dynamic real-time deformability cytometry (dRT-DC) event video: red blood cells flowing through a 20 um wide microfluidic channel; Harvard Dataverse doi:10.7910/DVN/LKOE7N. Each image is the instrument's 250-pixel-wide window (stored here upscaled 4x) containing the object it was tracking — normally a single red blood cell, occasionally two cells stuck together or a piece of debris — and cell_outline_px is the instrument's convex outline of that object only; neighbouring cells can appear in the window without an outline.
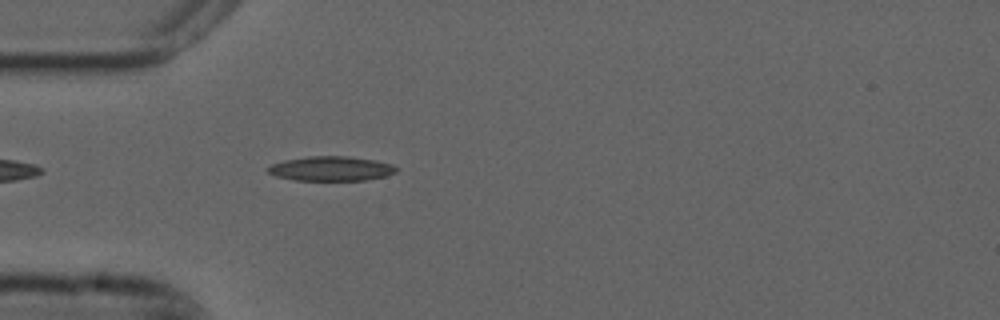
{"species": "common noctule bat (a hibernating species)", "species_latin": "Nyctalus noctula", "temperature_condition": "cold", "stored_images_in_passage": 37, "camera_frame_rate_fps": 3000, "um_per_image_px": 0.085, "animal": {"sex": "male", "forearm_length_mm": 52.5}, "frame": {"image": 1, "passage_image": 4, "time_ms": 1.0, "image_size_px": [1000, 320], "cell_outline_px": [[400, 168], [396, 172], [384, 176], [364, 180], [292, 180], [276, 176], [268, 172], [268, 168], [272, 164], [284, 160], [308, 156], [348, 156], [372, 160], [392, 164]], "centroid_in_image_um": [28.14, 14.33], "position_along_channel_um": 56.9, "area_um2": 18.26}}
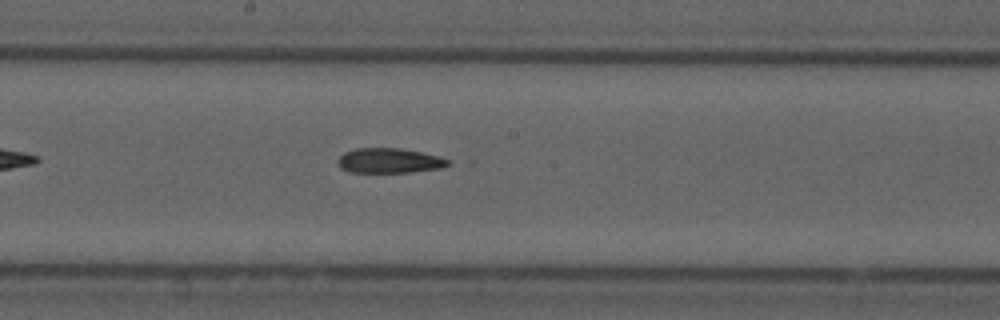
{"frame": {"image": 2, "passage_image": 17, "time_ms": 5.333, "image_size_px": [1000, 320], "cell_outline_px": [[452, 164], [444, 168], [408, 172], [352, 172], [340, 168], [336, 160], [344, 152], [356, 148], [400, 148], [420, 152], [436, 156], [448, 160]], "centroid_in_image_um": [33.07, 13.66], "position_along_channel_um": 215.1, "area_um2": 15.95}}
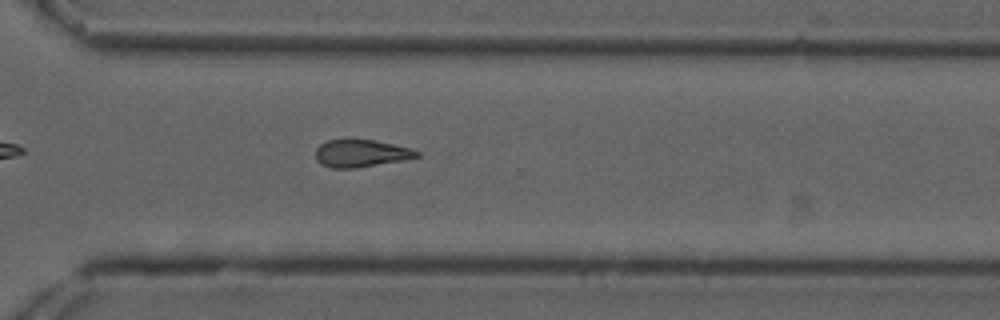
{"frame": {"image": 3, "passage_image": 27, "time_ms": 8.667, "image_size_px": [1000, 320], "cell_outline_px": [[420, 156], [408, 160], [356, 168], [332, 168], [320, 164], [316, 160], [316, 148], [320, 144], [328, 140], [372, 140], [392, 144], [408, 148], [420, 152]], "centroid_in_image_um": [30.69, 13.06], "position_along_channel_um": 339.9, "area_um2": 16.18}}